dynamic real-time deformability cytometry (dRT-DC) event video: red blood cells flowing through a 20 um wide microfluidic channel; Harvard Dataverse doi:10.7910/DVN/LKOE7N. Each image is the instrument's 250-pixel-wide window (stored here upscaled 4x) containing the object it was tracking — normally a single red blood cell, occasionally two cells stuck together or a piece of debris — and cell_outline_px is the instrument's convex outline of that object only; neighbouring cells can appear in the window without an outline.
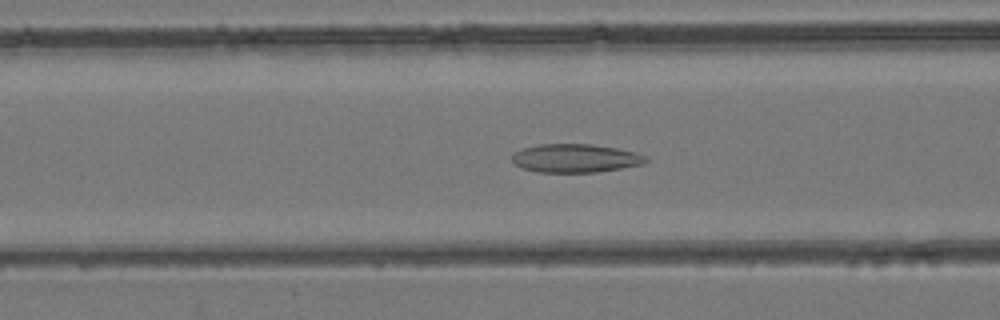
{"species": "common noctule bat (a hibernating species)", "species_latin": "Nyctalus noctula", "temperature_condition": "room temperature", "stored_images_in_passage": 38, "camera_frame_rate_fps": 3000, "um_per_image_px": 0.085, "animal": {"sex": "female", "body_mass_g": 24.6, "forearm_length_mm": 56.2}, "frame": {"image": 1, "passage_image": 19, "time_ms": 6.0, "image_size_px": [1000, 320], "cell_outline_px": [[648, 160], [644, 164], [596, 172], [536, 172], [524, 168], [516, 164], [512, 160], [512, 156], [516, 152], [524, 148], [540, 144], [592, 144], [616, 148], [636, 152], [644, 156]], "centroid_in_image_um": [48.92, 13.45], "position_along_channel_um": 117.7, "area_um2": 21.96}}
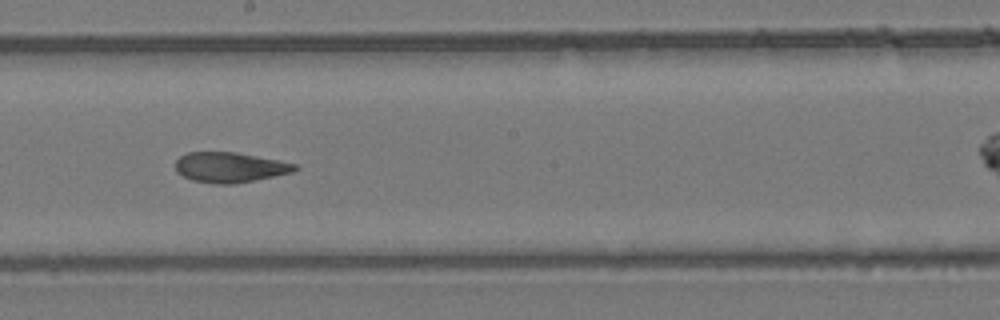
{"frame": {"image": 2, "passage_image": 27, "time_ms": 8.667, "image_size_px": [1000, 320], "cell_outline_px": [[300, 168], [292, 172], [232, 184], [216, 184], [192, 180], [176, 172], [176, 160], [180, 156], [188, 152], [236, 152], [296, 164]], "centroid_in_image_um": [19.5, 14.22], "position_along_channel_um": 228.7, "area_um2": 20.69}}
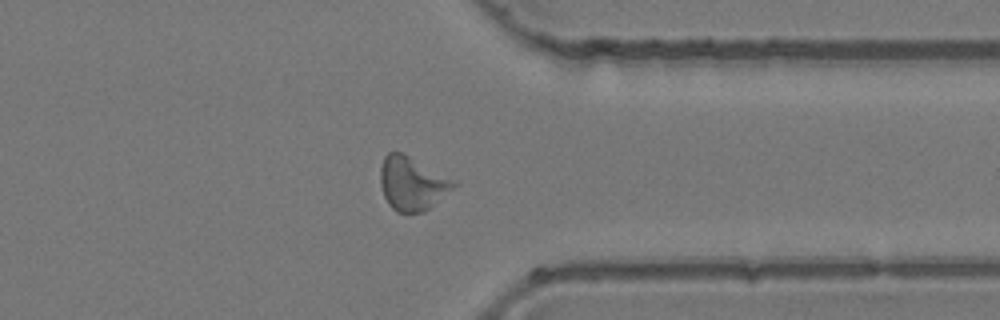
{"frame": {"image": 3, "passage_image": 38, "time_ms": 12.333, "image_size_px": [1000, 320], "cell_outline_px": [[456, 184], [452, 188], [424, 212], [396, 212], [388, 204], [384, 196], [380, 184], [380, 168], [384, 156], [388, 152], [400, 152], [408, 156]], "centroid_in_image_um": [34.91, 15.62], "position_along_channel_um": 376.5, "area_um2": 21.85}}